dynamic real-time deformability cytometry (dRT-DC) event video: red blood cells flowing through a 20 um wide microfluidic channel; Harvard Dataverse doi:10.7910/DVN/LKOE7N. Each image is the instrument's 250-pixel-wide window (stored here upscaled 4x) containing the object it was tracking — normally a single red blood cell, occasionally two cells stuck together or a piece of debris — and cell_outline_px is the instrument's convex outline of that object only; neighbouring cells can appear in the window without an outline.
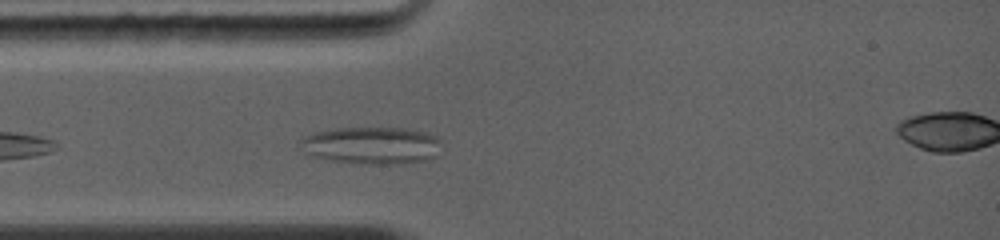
{"species": "common noctule bat (a hibernating species)", "species_latin": "Nyctalus noctula", "temperature_condition": "warm", "stored_images_in_passage": 30, "segment_of_instrument_passage": [1, 2], "camera_frame_rate_fps": 5000, "um_per_image_px": 0.085, "animal": {"sex": "female", "body_mass_g": 19.0, "forearm_length_mm": 56.7}, "frame": {"image": 1, "passage_image": 4, "time_ms": 0.8, "image_size_px": [1000, 240], "cell_outline_px": [[440, 156], [424, 160], [404, 164], [368, 164], [332, 160], [312, 156], [304, 152], [300, 148], [300, 140], [304, 136], [316, 132], [336, 128], [404, 128], [424, 132], [440, 140]], "centroid_in_image_um": [31.6, 12.37], "position_along_channel_um": 53.4, "area_um2": 30.75}}
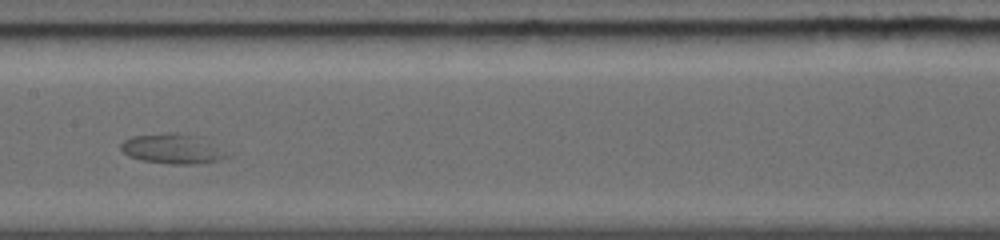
{"frame": {"image": 2, "passage_image": 15, "time_ms": 4.2, "image_size_px": [1000, 240], "cell_outline_px": [[236, 152], [232, 156], [220, 160], [200, 164], [168, 164], [140, 160], [128, 156], [120, 148], [120, 144], [124, 140], [132, 136], [168, 132], [176, 132], [192, 136]], "centroid_in_image_um": [14.74, 12.67], "position_along_channel_um": 192.7, "area_um2": 18.9}}
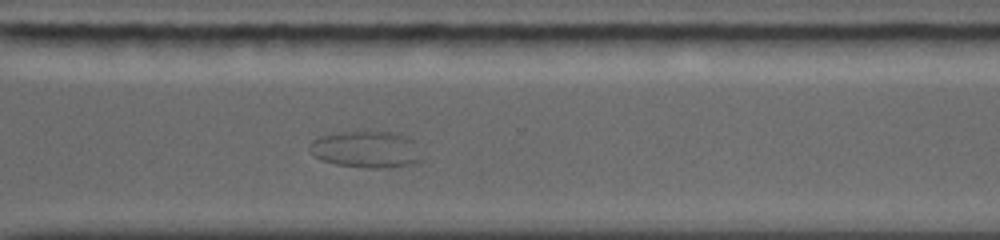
{"frame": {"image": 3, "passage_image": 27, "time_ms": 7.8, "image_size_px": [1000, 240], "cell_outline_px": [[424, 156], [416, 164], [388, 168], [364, 168], [336, 164], [320, 160], [312, 156], [308, 148], [308, 144], [312, 140], [320, 136], [348, 132], [392, 132], [408, 140]], "centroid_in_image_um": [31.06, 12.74], "position_along_channel_um": 339.5, "area_um2": 23.81}}